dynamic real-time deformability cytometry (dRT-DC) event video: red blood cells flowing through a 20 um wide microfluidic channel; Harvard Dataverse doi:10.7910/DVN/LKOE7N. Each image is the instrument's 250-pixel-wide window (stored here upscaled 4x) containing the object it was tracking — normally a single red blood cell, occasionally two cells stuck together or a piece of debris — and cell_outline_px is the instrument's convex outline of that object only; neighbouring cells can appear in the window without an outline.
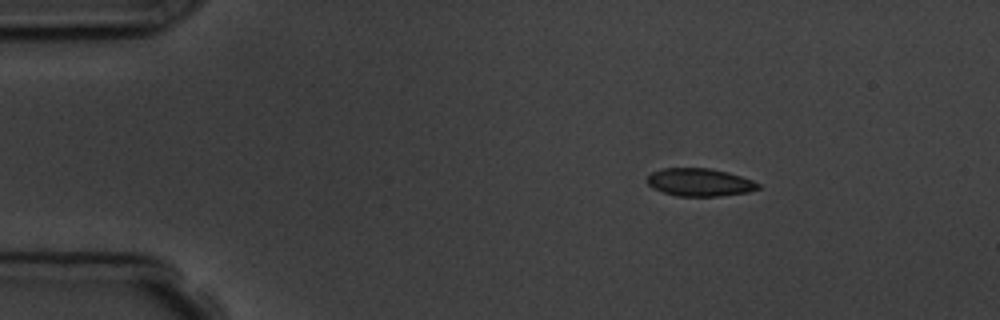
{"species": "common noctule bat (a hibernating species)", "species_latin": "Nyctalus noctula", "temperature_condition": "room temperature", "stored_images_in_passage": 4, "camera_frame_rate_fps": 3000, "um_per_image_px": 0.085, "animal": {"sex": "male", "body_mass_g": 19.5, "forearm_length_mm": 54.6}, "frame": {"image": 1, "passage_image": 1, "time_ms": 0.0, "image_size_px": [1000, 320], "cell_outline_px": [[760, 188], [748, 192], [720, 196], [676, 196], [652, 188], [648, 184], [648, 176], [652, 172], [664, 168], [708, 168], [728, 172], [752, 180], [760, 184]], "centroid_in_image_um": [59.48, 15.5], "position_along_channel_um": 25.5, "area_um2": 17.92}}
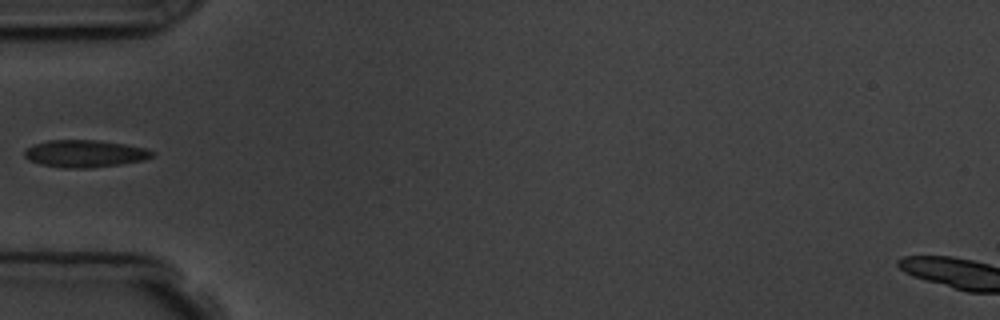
{"frame": {"image": 2, "passage_image": 4, "time_ms": 3.333, "image_size_px": [1000, 320], "cell_outline_px": [[156, 152], [152, 156], [144, 160], [120, 164], [92, 168], [64, 168], [40, 164], [28, 160], [24, 156], [24, 152], [28, 148], [36, 144], [48, 140], [96, 140], [124, 144], [144, 148]], "centroid_in_image_um": [7.21, 13.06], "position_along_channel_um": 77.8, "area_um2": 20.17}}